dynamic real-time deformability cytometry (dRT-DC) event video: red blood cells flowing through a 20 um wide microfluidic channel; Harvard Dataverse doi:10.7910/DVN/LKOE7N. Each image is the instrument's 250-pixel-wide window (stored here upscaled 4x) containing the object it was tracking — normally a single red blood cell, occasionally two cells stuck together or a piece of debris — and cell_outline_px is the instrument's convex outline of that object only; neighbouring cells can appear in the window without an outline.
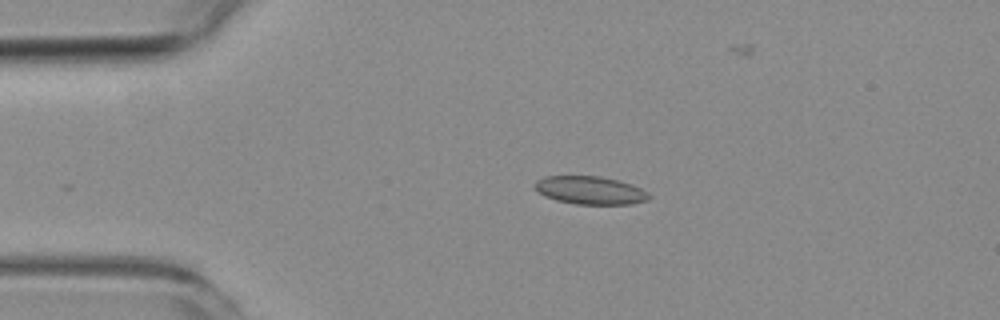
{"species": "common noctule bat (a hibernating species)", "species_latin": "Nyctalus noctula", "temperature_condition": "room temperature", "stored_images_in_passage": 2, "camera_frame_rate_fps": 3000, "um_per_image_px": 0.085, "animal": {"sex": "female", "body_mass_g": 19.3, "forearm_length_mm": 54.1}, "frame": {"image": 1, "passage_image": 1, "time_ms": 0.0, "image_size_px": [1000, 320], "cell_outline_px": [[652, 196], [648, 200], [632, 204], [576, 204], [556, 200], [544, 196], [536, 188], [536, 180], [544, 176], [600, 176], [616, 180], [640, 188], [648, 192]], "centroid_in_image_um": [50.18, 16.18], "position_along_channel_um": 34.8, "area_um2": 18.5}}